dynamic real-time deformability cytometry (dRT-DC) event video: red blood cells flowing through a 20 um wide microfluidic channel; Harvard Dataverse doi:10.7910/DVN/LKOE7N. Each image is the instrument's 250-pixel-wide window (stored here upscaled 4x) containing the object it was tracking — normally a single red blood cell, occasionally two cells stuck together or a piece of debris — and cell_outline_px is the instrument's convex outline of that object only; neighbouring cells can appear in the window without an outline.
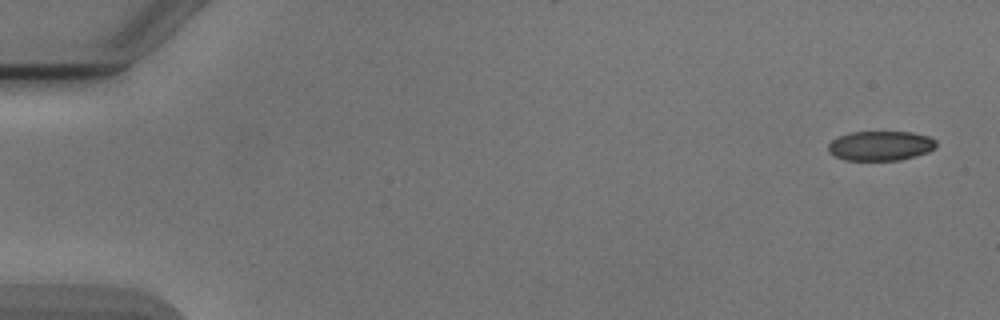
{"species": "Egyptian fruit bat (a non-hibernating species)", "species_latin": "Rousettus aegyptiacus", "temperature_condition": "cold", "stored_images_in_passage": 5, "camera_frame_rate_fps": 3000, "um_per_image_px": 0.085, "animal": {"sex": "male"}, "frame": {"image": 1, "passage_image": 1, "time_ms": 0.0, "image_size_px": [1000, 320], "cell_outline_px": [[936, 148], [928, 152], [916, 156], [900, 160], [844, 160], [828, 152], [828, 144], [832, 140], [840, 136], [852, 132], [912, 132], [928, 136], [936, 140]], "centroid_in_image_um": [74.86, 12.39], "position_along_channel_um": 10.1, "area_um2": 18.67}}
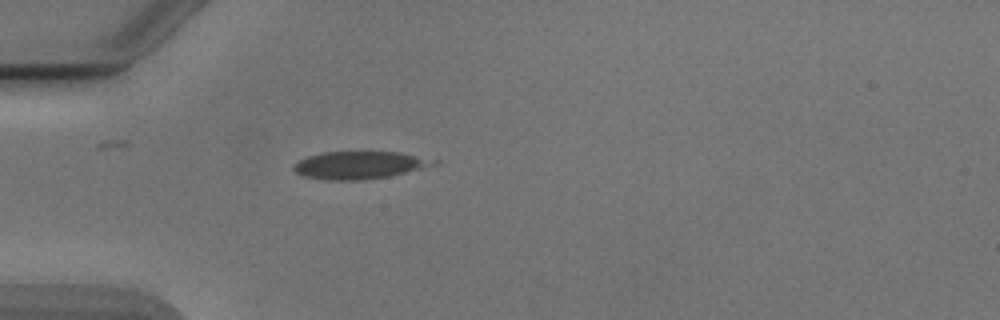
{"frame": {"image": 2, "passage_image": 5, "time_ms": 4.667, "image_size_px": [1000, 320], "cell_outline_px": [[440, 164], [424, 168], [388, 176], [360, 180], [328, 180], [304, 176], [296, 172], [292, 168], [300, 160], [308, 156], [324, 152], [400, 152], [440, 160]], "centroid_in_image_um": [30.63, 14.03], "position_along_channel_um": 54.4, "area_um2": 22.43}}